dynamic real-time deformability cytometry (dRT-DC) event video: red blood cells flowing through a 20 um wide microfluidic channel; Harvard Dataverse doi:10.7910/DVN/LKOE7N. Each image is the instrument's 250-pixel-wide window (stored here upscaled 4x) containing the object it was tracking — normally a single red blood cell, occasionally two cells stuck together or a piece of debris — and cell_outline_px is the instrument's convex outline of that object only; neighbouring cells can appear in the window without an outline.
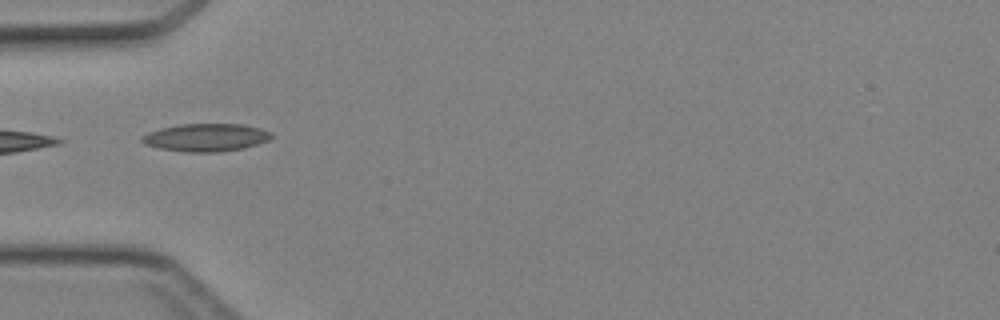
{"species": "Egyptian fruit bat (a non-hibernating species)", "species_latin": "Rousettus aegyptiacus", "temperature_condition": "cold", "stored_images_in_passage": 10, "camera_frame_rate_fps": 3000, "um_per_image_px": 0.085, "animal": {"sex": "female"}, "frame": {"image": 1, "passage_image": 1, "time_ms": 0.0, "image_size_px": [1000, 320], "cell_outline_px": [[272, 136], [268, 140], [244, 148], [220, 152], [188, 152], [160, 148], [144, 144], [140, 140], [140, 136], [148, 132], [160, 128], [180, 124], [240, 124], [260, 128], [272, 132]], "centroid_in_image_um": [17.48, 11.68], "position_along_channel_um": 67.5, "area_um2": 20.98}}